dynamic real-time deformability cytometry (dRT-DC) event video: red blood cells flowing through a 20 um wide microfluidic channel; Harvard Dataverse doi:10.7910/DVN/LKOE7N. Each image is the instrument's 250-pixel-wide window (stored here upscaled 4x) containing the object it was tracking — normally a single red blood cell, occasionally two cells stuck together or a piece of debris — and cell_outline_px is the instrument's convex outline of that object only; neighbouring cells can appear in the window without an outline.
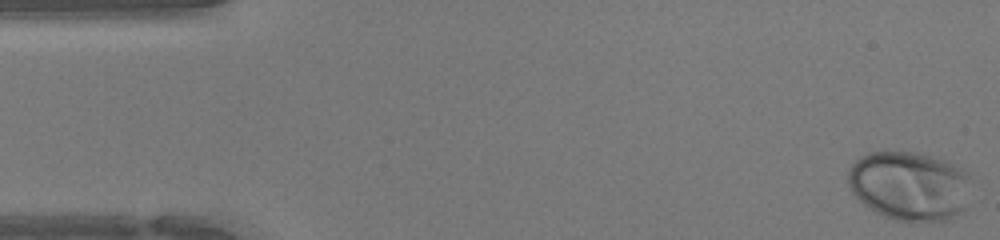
{"species": "human", "species_latin": "Homo sapiens", "temperature_condition": "warm", "stored_images_in_passage": 47, "camera_frame_rate_fps": 3000, "um_per_image_px": 0.085, "donor": {"sex": "female"}, "frame": {"image": 1, "passage_image": 1, "time_ms": 0.0, "image_size_px": [1000, 240], "cell_outline_px": [[968, 176], [964, 208], [960, 212], [948, 220], [912, 224], [896, 220], [884, 216], [876, 212], [864, 204], [852, 192], [848, 184], [848, 172], [852, 164], [860, 156], [868, 152], [884, 148], [920, 152], [944, 160], [968, 172]], "centroid_in_image_um": [77.24, 15.77], "position_along_channel_um": 7.8, "area_um2": 50.46}}
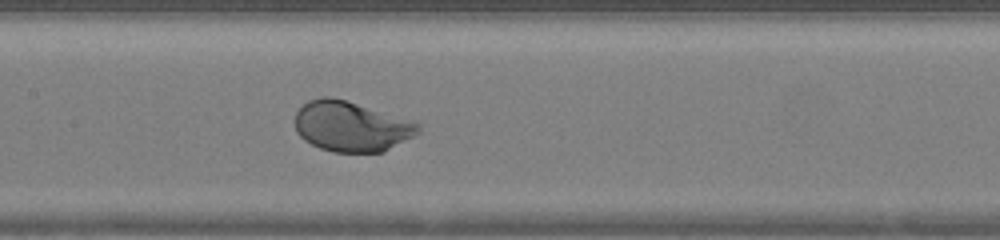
{"frame": {"image": 2, "passage_image": 22, "time_ms": 7.0, "image_size_px": [1000, 240], "cell_outline_px": [[420, 132], [384, 152], [332, 152], [320, 148], [304, 140], [296, 132], [296, 112], [308, 100], [324, 96], [332, 96], [420, 124]], "centroid_in_image_um": [29.81, 10.76], "position_along_channel_um": 177.6, "area_um2": 35.55}}
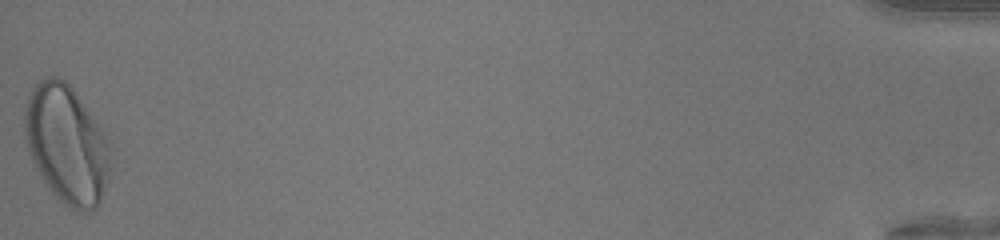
{"frame": {"image": 3, "passage_image": 47, "time_ms": 15.333, "image_size_px": [1000, 240], "cell_outline_px": [[112, 148], [108, 176], [100, 204], [92, 208], [68, 208], [48, 188], [40, 176], [28, 152], [24, 136], [24, 108], [32, 88], [40, 80], [48, 76], [56, 76], [64, 80], [72, 88], [100, 124]], "centroid_in_image_um": [5.65, 12.23], "position_along_channel_um": 429.5, "area_um2": 59.13}, "authors_computed_cell_mechanics": {"area_um2": 38.8416, "velocity_mm_per_s": 4.2971, "shape_relaxation_time_tau1_ms": 1.9617, "shape_relaxation_time_tau2_ms": null, "deformation_change_tau1": 0.1352, "deformation_change_tau2": null}}